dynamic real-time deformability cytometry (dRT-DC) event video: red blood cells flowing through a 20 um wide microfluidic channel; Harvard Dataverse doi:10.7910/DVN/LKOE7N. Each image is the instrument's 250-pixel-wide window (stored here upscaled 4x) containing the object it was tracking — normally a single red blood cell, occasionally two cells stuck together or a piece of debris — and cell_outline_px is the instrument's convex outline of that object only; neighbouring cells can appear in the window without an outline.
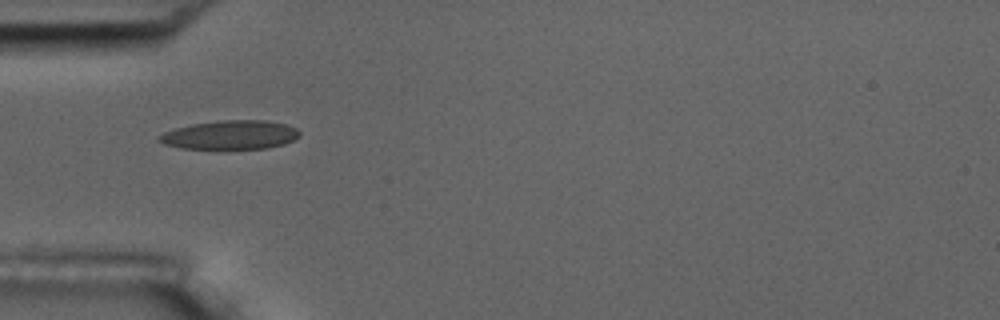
{"species": "common noctule bat (a hibernating species)", "species_latin": "Nyctalus noctula", "temperature_condition": "room temperature", "stored_images_in_passage": 8, "camera_frame_rate_fps": 3000, "um_per_image_px": 0.085, "animal": {"sex": "male", "body_mass_g": 17.5, "forearm_length_mm": 52.3}, "frame": {"image": 1, "passage_image": 6, "time_ms": 1.667, "image_size_px": [1000, 320], "cell_outline_px": [[300, 136], [284, 144], [268, 148], [228, 152], [180, 148], [164, 144], [156, 140], [156, 136], [164, 132], [176, 128], [192, 124], [220, 120], [268, 120], [288, 124], [296, 128], [300, 132]], "centroid_in_image_um": [19.56, 11.52], "position_along_channel_um": 65.4, "area_um2": 24.97}}